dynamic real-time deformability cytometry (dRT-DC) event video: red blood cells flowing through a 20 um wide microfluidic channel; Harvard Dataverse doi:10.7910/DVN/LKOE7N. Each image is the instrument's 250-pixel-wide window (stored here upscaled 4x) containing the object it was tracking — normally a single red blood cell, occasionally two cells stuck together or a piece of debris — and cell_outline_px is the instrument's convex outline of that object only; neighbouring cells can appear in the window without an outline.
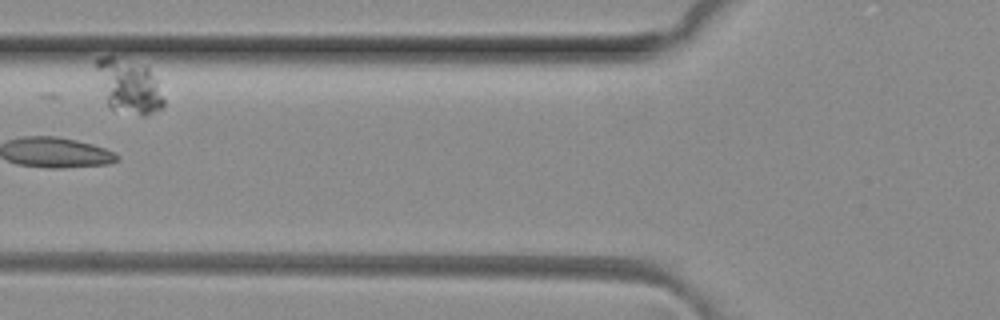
{"species": "common noctule bat (a hibernating species)", "species_latin": "Nyctalus noctula", "temperature_condition": "room temperature", "stored_images_in_passage": 8, "camera_frame_rate_fps": 3000, "um_per_image_px": 0.085, "animal": {"sex": "female", "body_mass_g": 29.2, "forearm_length_mm": 56.3}, "frame": {"image": 1, "passage_image": 5, "time_ms": 1.333, "image_size_px": [1000, 320], "cell_outline_px": [[164, 108], [144, 116], [140, 116], [108, 108], [96, 68], [96, 60], [100, 56], [112, 56], [148, 64], [156, 80], [164, 100]], "centroid_in_image_um": [10.98, 7.31], "position_along_channel_um": 114.8, "area_um2": 21.56}}
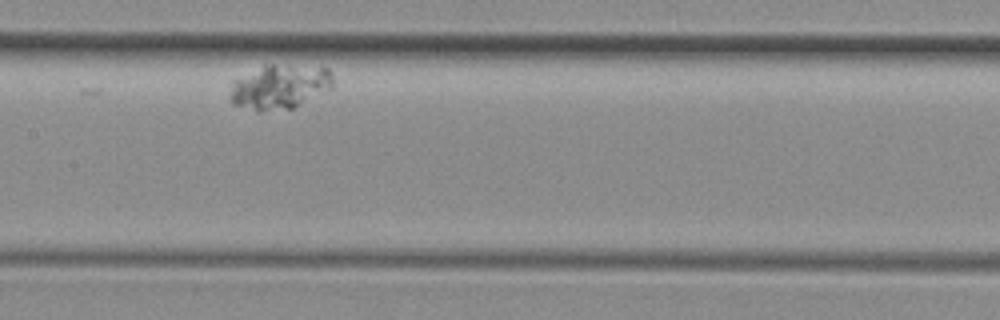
{"frame": {"image": 2, "passage_image": 7, "time_ms": 2.0, "image_size_px": [1000, 320], "cell_outline_px": [[332, 88], [296, 108], [260, 112], [256, 112], [232, 104], [228, 100], [228, 96], [232, 80], [264, 64], [272, 64], [328, 68], [332, 72]], "centroid_in_image_um": [23.71, 7.4], "position_along_channel_um": 183.7, "area_um2": 27.4}}
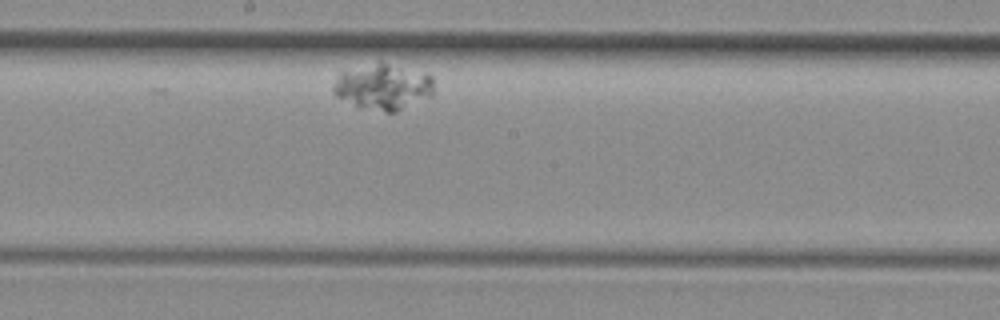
{"frame": {"image": 3, "passage_image": 8, "time_ms": 2.333, "image_size_px": [1000, 320], "cell_outline_px": [[432, 96], [396, 112], [384, 112], [356, 104], [336, 96], [332, 92], [332, 84], [340, 72], [380, 60], [428, 72], [432, 76]], "centroid_in_image_um": [32.59, 7.32], "position_along_channel_um": 215.6, "area_um2": 27.17}}